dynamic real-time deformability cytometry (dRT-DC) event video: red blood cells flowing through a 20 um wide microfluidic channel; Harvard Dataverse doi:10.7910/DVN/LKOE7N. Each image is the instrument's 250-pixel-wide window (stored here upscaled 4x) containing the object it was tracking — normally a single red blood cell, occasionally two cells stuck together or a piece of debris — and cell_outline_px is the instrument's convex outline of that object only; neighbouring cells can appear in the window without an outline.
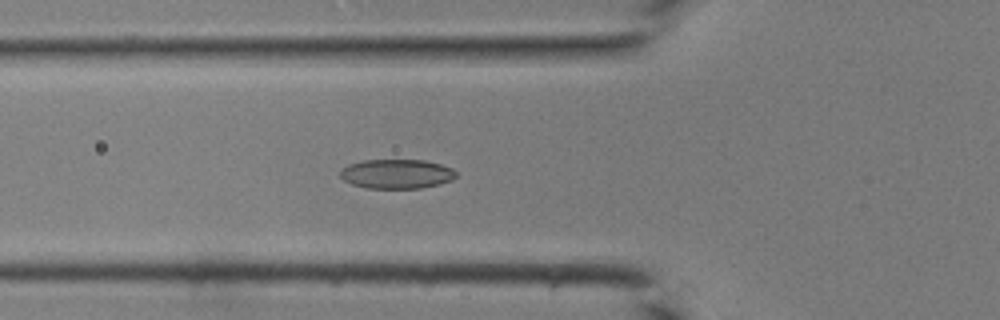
{"species": "common noctule bat (a hibernating species)", "species_latin": "Nyctalus noctula", "temperature_condition": "room temperature", "stored_images_in_passage": 29, "camera_frame_rate_fps": 3000, "um_per_image_px": 0.085, "animal": {"sex": "male", "body_mass_g": 19.0, "forearm_length_mm": 50.8}, "frame": {"image": 1, "passage_image": 2, "time_ms": 0.333, "image_size_px": [1000, 320], "cell_outline_px": [[456, 176], [452, 180], [440, 184], [420, 188], [368, 188], [352, 184], [344, 180], [340, 176], [340, 172], [348, 164], [364, 160], [424, 160], [440, 164], [452, 168], [456, 172]], "centroid_in_image_um": [33.73, 14.78], "position_along_channel_um": 92.1, "area_um2": 19.77}}
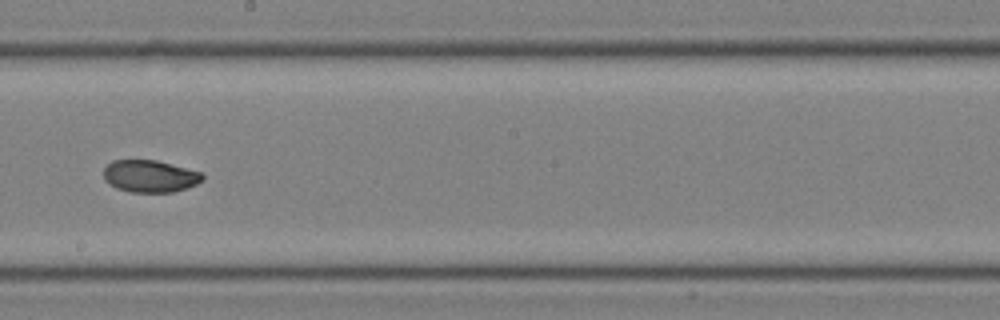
{"frame": {"image": 2, "passage_image": 11, "time_ms": 3.333, "image_size_px": [1000, 320], "cell_outline_px": [[204, 180], [188, 188], [172, 192], [128, 192], [116, 188], [108, 184], [104, 180], [104, 168], [112, 160], [156, 160], [204, 172]], "centroid_in_image_um": [12.77, 14.98], "position_along_channel_um": 235.4, "area_um2": 18.84}}
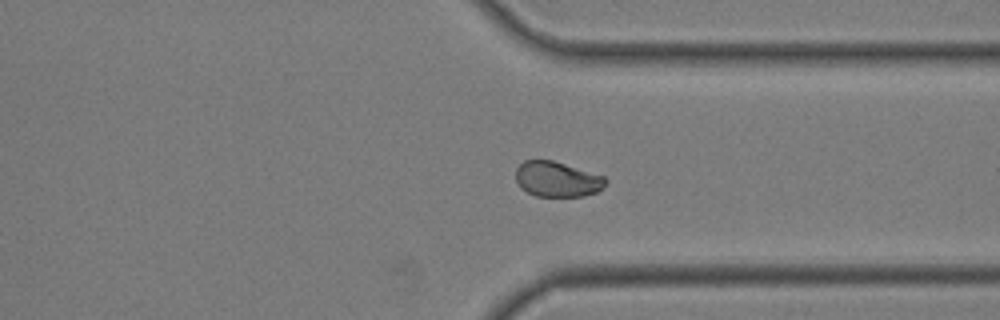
{"frame": {"image": 3, "passage_image": 19, "time_ms": 6.0, "image_size_px": [1000, 320], "cell_outline_px": [[608, 180], [604, 188], [596, 192], [584, 196], [536, 196], [520, 188], [516, 180], [516, 168], [524, 160], [552, 160], [604, 176]], "centroid_in_image_um": [47.36, 15.24], "position_along_channel_um": 364.0, "area_um2": 18.5}}